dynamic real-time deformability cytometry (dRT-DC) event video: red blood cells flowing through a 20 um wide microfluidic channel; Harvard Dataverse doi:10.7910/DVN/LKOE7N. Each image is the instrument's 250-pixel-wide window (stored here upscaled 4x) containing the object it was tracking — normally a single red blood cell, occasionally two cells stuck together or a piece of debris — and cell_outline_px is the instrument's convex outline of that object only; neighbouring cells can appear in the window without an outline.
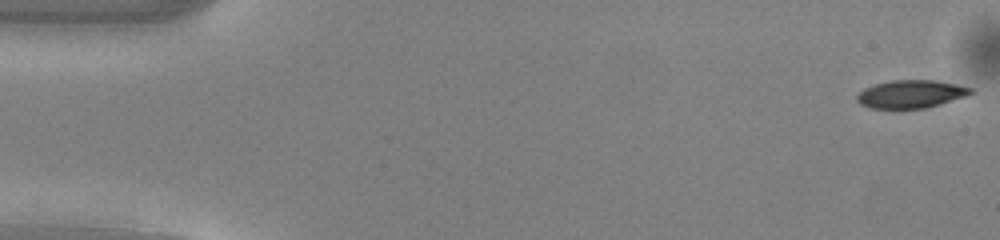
{"species": "common noctule bat (a hibernating species)", "species_latin": "Nyctalus noctula", "temperature_condition": "warm", "stored_images_in_passage": 50, "camera_frame_rate_fps": 3000, "um_per_image_px": 0.085, "animal": {"sex": "male", "body_mass_g": 13.0, "forearm_length_mm": 53.1}, "frame": {"image": 1, "passage_image": 1, "time_ms": 0.0, "image_size_px": [1000, 240], "cell_outline_px": [[972, 92], [964, 96], [940, 104], [924, 108], [868, 108], [860, 104], [856, 100], [856, 96], [864, 88], [876, 84], [892, 80], [936, 80], [956, 84], [972, 88]], "centroid_in_image_um": [77.39, 7.99], "position_along_channel_um": 7.6, "area_um2": 18.32}}
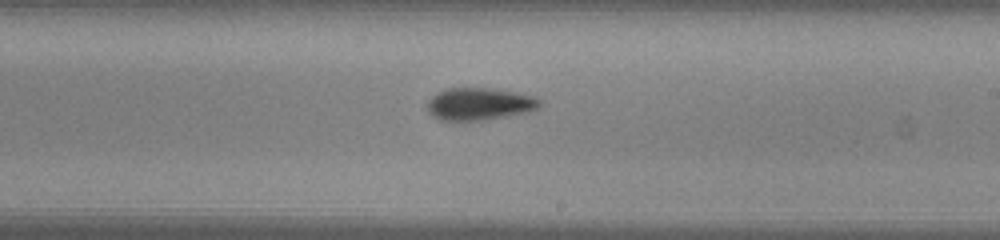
{"frame": {"image": 2, "passage_image": 29, "time_ms": 9.333, "image_size_px": [1000, 240], "cell_outline_px": [[540, 104], [536, 108], [528, 112], [484, 120], [440, 120], [432, 116], [428, 112], [428, 100], [436, 92], [448, 88], [492, 88], [516, 92], [532, 96], [540, 100]], "centroid_in_image_um": [40.71, 8.83], "position_along_channel_um": 248.3, "area_um2": 21.1}}
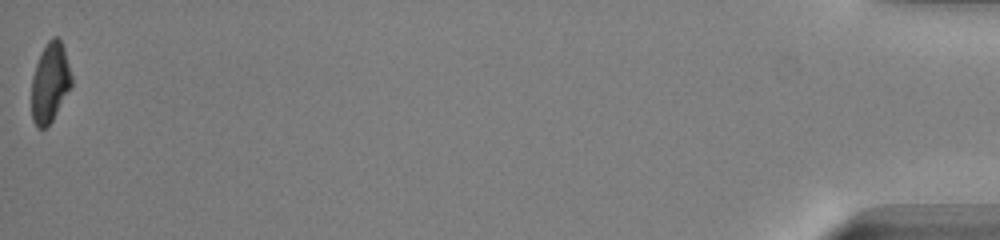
{"frame": {"image": 3, "passage_image": 50, "time_ms": 16.333, "image_size_px": [1000, 240], "cell_outline_px": [[72, 84], [48, 128], [36, 128], [32, 120], [32, 76], [36, 64], [48, 40], [52, 36], [56, 36], [60, 40], [64, 48], [72, 76]], "centroid_in_image_um": [4.25, 7.05], "position_along_channel_um": 431.0, "area_um2": 18.44}, "authors_computed_cell_mechanics": {"area_um2": 20.1722, "velocity_mm_per_s": 4.1016, "shape_relaxation_time_tau1_ms": 2.7876, "shape_relaxation_time_tau2_ms": 6.9014, "deformation_change_tau1": 0.1475, "deformation_change_tau2": 0.1565}}